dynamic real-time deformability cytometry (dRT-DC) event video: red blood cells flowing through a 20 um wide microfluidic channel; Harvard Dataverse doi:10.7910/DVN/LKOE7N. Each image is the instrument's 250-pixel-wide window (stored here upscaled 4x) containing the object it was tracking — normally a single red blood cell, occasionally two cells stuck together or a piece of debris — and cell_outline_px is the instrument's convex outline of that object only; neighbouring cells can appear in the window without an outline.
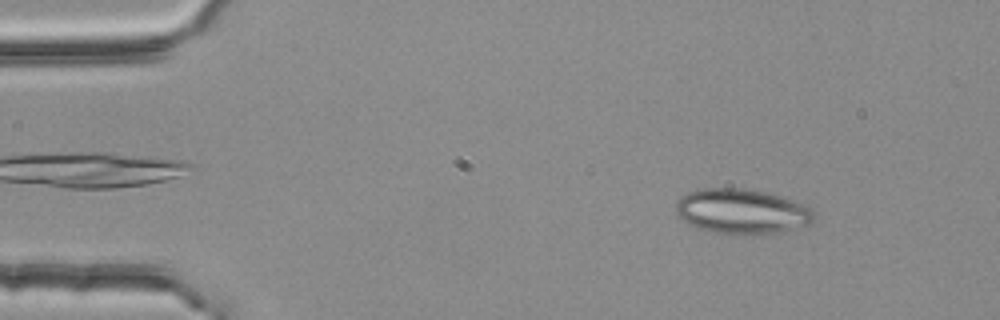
{"species": "common noctule bat (a hibernating species)", "species_latin": "Nyctalus noctula", "temperature_condition": "room temperature", "stored_images_in_passage": 3, "camera_frame_rate_fps": 3000, "um_per_image_px": 0.085, "animal": {"sex": "female", "body_mass_g": 25.1}, "frame": {"image": 1, "passage_image": 1, "time_ms": 0.0, "image_size_px": [1000, 320], "cell_outline_px": [[812, 220], [808, 224], [776, 232], [712, 232], [696, 228], [680, 220], [676, 216], [676, 200], [680, 196], [688, 192], [704, 188], [744, 188], [764, 192], [780, 196], [804, 204], [812, 212]], "centroid_in_image_um": [62.93, 17.93], "position_along_channel_um": 22.1, "area_um2": 35.37}}